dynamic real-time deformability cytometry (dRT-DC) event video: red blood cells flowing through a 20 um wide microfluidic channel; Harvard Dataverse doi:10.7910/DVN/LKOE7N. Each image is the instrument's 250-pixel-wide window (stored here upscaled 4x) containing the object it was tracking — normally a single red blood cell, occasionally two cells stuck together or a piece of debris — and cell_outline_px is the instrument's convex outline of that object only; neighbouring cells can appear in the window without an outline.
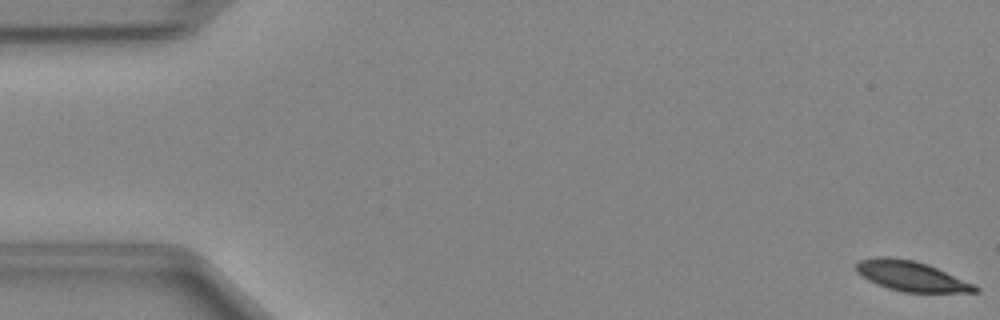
{"species": "Egyptian fruit bat (a non-hibernating species)", "species_latin": "Rousettus aegyptiacus", "temperature_condition": "cold", "stored_images_in_passage": 15, "camera_frame_rate_fps": 3000, "um_per_image_px": 0.085, "animal": {"sex": "female"}, "frame": {"image": 1, "passage_image": 1, "time_ms": 0.0, "image_size_px": [1000, 320], "cell_outline_px": [[980, 292], [904, 292], [888, 288], [876, 284], [868, 280], [856, 272], [856, 264], [860, 260], [876, 256], [888, 256], [912, 260], [928, 264], [976, 284], [980, 288]], "centroid_in_image_um": [77.48, 23.46], "position_along_channel_um": 7.5, "area_um2": 20.98}}